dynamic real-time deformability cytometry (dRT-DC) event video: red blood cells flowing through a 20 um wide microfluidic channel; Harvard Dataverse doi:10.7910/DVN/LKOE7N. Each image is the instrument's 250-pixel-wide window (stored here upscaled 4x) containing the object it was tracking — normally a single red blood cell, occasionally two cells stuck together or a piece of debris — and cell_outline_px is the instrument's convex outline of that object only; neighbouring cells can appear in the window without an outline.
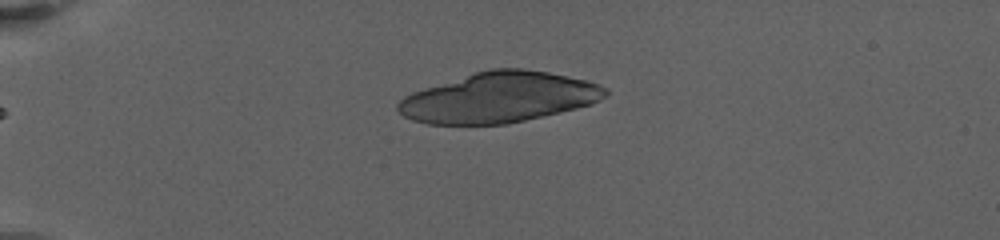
{"species": "human", "species_latin": "Homo sapiens", "temperature_condition": "warm", "stored_images_in_passage": 54, "camera_frame_rate_fps": 3000, "um_per_image_px": 0.085, "donor": {"sex": "female"}, "frame": {"image": 1, "passage_image": 1, "time_ms": 0.0, "image_size_px": [1000, 240], "cell_outline_px": [[608, 96], [600, 100], [576, 108], [560, 112], [508, 124], [428, 124], [412, 120], [404, 116], [396, 108], [396, 104], [404, 96], [412, 92], [424, 88], [488, 68], [524, 68], [548, 72], [568, 76], [600, 84], [608, 88]], "centroid_in_image_um": [42.42, 8.28], "position_along_channel_um": 42.6, "area_um2": 60.75}}